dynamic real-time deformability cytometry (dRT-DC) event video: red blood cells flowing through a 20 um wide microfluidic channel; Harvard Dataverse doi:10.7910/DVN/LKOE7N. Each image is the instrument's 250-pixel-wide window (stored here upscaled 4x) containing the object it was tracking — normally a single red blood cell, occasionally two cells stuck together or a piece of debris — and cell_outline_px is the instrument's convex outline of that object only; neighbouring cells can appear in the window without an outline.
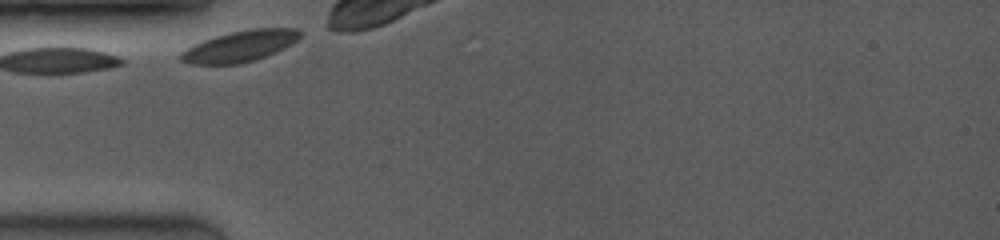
{"species": "common noctule bat (a hibernating species)", "species_latin": "Nyctalus noctula", "temperature_condition": "room temperature", "stored_images_in_passage": 14, "camera_frame_rate_fps": 3500, "um_per_image_px": 0.085, "animal": {"sex": "female", "body_mass_g": 19.0, "forearm_length_mm": 53.3}, "frame": {"image": 1, "passage_image": 1, "time_ms": 0.0, "image_size_px": [1000, 240], "cell_outline_px": [[304, 32], [296, 40], [284, 48], [276, 52], [240, 64], [192, 64], [180, 60], [176, 56], [180, 52], [204, 40], [216, 36], [232, 32], [252, 28], [296, 28]], "centroid_in_image_um": [20.39, 3.92], "position_along_channel_um": 64.6, "area_um2": 21.39}}